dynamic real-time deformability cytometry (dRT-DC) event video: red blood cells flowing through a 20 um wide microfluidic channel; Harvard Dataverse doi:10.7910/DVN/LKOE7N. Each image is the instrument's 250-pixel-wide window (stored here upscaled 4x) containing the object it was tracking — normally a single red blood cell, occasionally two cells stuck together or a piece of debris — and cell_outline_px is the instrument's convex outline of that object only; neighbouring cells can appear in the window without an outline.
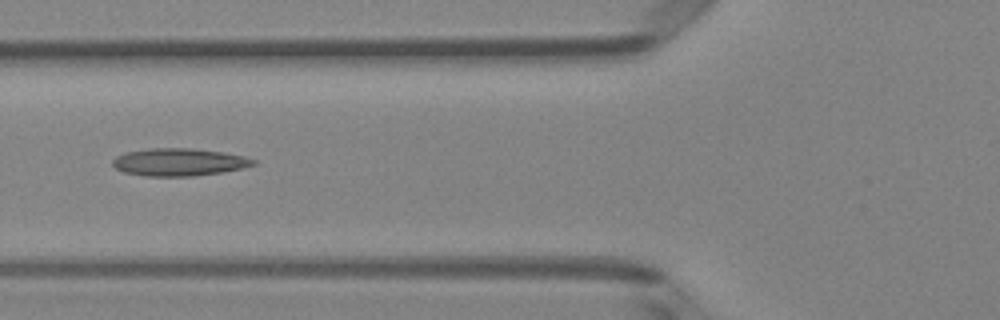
{"species": "Egyptian fruit bat (a non-hibernating species)", "species_latin": "Rousettus aegyptiacus", "temperature_condition": "room temperature", "stored_images_in_passage": 5, "camera_frame_rate_fps": 3000, "um_per_image_px": 0.085, "animal": {"sex": "female"}, "frame": {"image": 1, "passage_image": 5, "time_ms": 1.333, "image_size_px": [1000, 320], "cell_outline_px": [[256, 164], [244, 168], [224, 172], [192, 176], [144, 176], [124, 172], [116, 168], [112, 164], [112, 160], [116, 156], [124, 152], [148, 148], [192, 148], [224, 152], [244, 156], [256, 160]], "centroid_in_image_um": [15.22, 13.77], "position_along_channel_um": 110.6, "area_um2": 22.83}}